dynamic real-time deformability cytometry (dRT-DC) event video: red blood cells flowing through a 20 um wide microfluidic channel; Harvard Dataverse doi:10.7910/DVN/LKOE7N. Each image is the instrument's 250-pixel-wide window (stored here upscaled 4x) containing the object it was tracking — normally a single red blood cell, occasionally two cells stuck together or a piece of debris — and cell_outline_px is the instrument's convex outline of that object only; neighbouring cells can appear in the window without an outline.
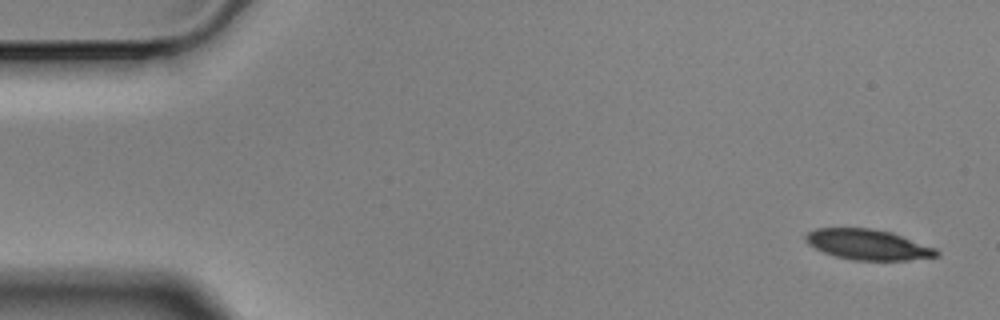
{"species": "Egyptian fruit bat (a non-hibernating species)", "species_latin": "Rousettus aegyptiacus", "temperature_condition": "cold", "stored_images_in_passage": 6, "camera_frame_rate_fps": 3000, "um_per_image_px": 0.085, "animal": {"sex": "male"}, "frame": {"image": 1, "passage_image": 1, "time_ms": 0.0, "image_size_px": [1000, 320], "cell_outline_px": [[940, 256], [904, 260], [852, 260], [836, 256], [824, 252], [808, 244], [804, 240], [804, 236], [808, 232], [816, 228], [872, 228], [888, 232], [936, 248], [940, 252]], "centroid_in_image_um": [73.75, 20.79], "position_along_channel_um": 11.3, "area_um2": 22.95}}
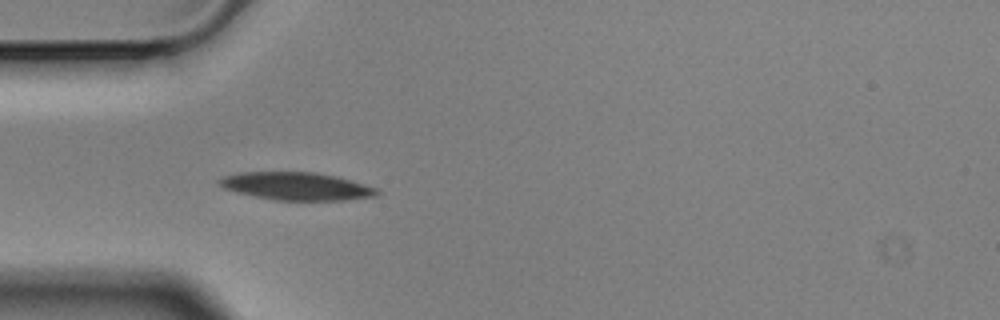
{"frame": {"image": 2, "passage_image": 5, "time_ms": 1.333, "image_size_px": [1000, 320], "cell_outline_px": [[380, 192], [376, 196], [344, 200], [276, 200], [236, 192], [224, 188], [216, 180], [224, 176], [236, 172], [316, 172], [336, 176], [352, 180], [380, 188]], "centroid_in_image_um": [25.24, 15.82], "position_along_channel_um": 59.8, "area_um2": 25.66}}
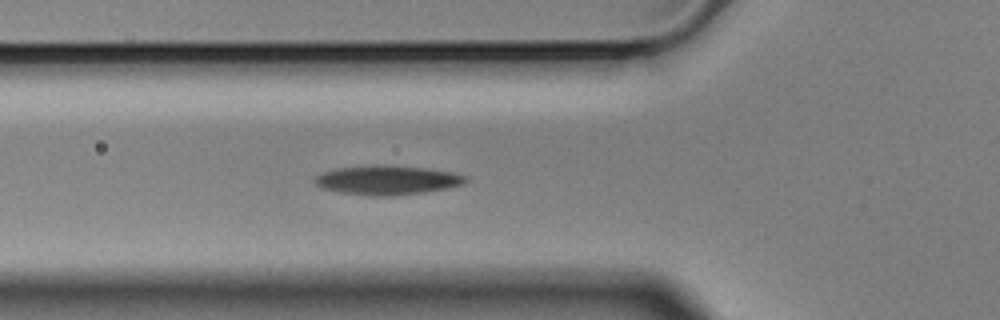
{"frame": {"image": 3, "passage_image": 6, "time_ms": 1.667, "image_size_px": [1000, 320], "cell_outline_px": [[468, 180], [464, 184], [448, 188], [424, 192], [392, 196], [372, 196], [340, 192], [320, 188], [312, 180], [320, 172], [336, 168], [364, 164], [388, 164], [424, 168], [452, 172], [468, 176]], "centroid_in_image_um": [32.88, 15.29], "position_along_channel_um": 92.9, "area_um2": 26.3}}